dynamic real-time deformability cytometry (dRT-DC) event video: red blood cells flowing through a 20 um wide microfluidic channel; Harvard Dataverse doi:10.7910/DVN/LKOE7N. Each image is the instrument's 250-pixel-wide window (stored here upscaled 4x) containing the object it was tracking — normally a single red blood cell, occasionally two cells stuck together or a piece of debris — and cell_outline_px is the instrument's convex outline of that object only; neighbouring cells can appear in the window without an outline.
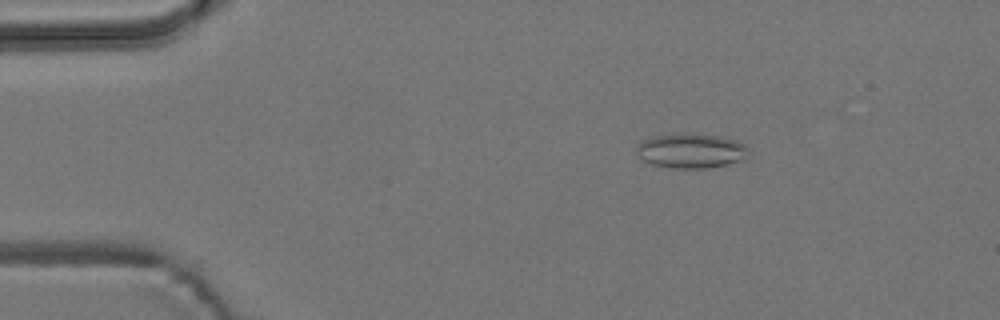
{"species": "common noctule bat (a hibernating species)", "species_latin": "Nyctalus noctula", "temperature_condition": "room temperature", "stored_images_in_passage": 52, "camera_frame_rate_fps": 3000, "um_per_image_px": 0.085, "animal": {"sex": "male", "body_mass_g": 19.2, "forearm_length_mm": 51.8}, "frame": {"image": 1, "passage_image": 6, "time_ms": 1.667, "image_size_px": [1000, 320], "cell_outline_px": [[748, 156], [744, 160], [728, 164], [704, 168], [672, 168], [652, 164], [640, 160], [636, 152], [636, 144], [640, 140], [652, 136], [684, 132], [716, 136], [736, 140], [744, 144], [748, 148]], "centroid_in_image_um": [58.68, 12.81], "position_along_channel_um": 26.3, "area_um2": 23.06}}
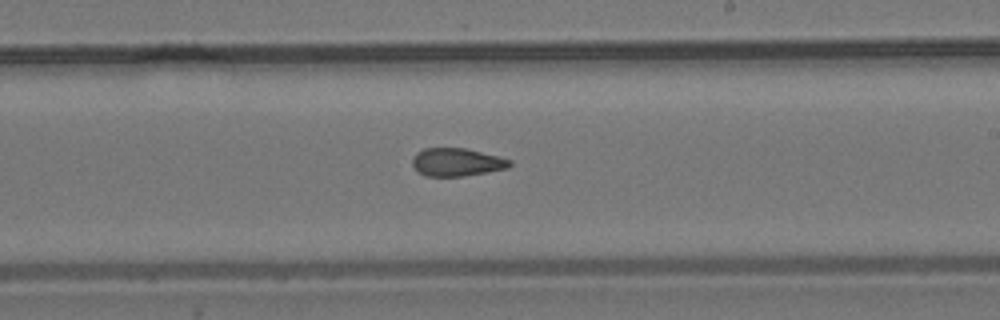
{"frame": {"image": 2, "passage_image": 29, "time_ms": 9.333, "image_size_px": [1000, 320], "cell_outline_px": [[512, 164], [508, 168], [464, 176], [424, 176], [412, 164], [412, 156], [416, 152], [424, 148], [464, 148], [500, 156], [512, 160]], "centroid_in_image_um": [38.83, 13.77], "position_along_channel_um": 250.2, "area_um2": 15.95}}
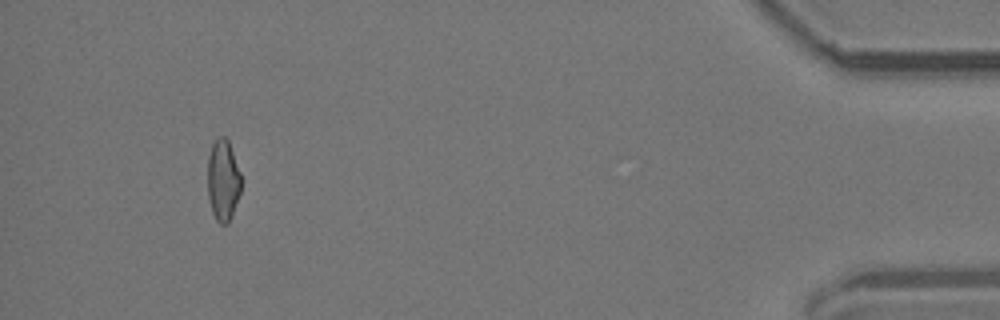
{"frame": {"image": 3, "passage_image": 48, "time_ms": 15.667, "image_size_px": [1000, 320], "cell_outline_px": [[240, 192], [232, 216], [228, 224], [220, 224], [216, 220], [212, 212], [208, 196], [208, 156], [212, 144], [216, 136], [224, 136], [228, 140], [240, 172]], "centroid_in_image_um": [18.94, 15.32], "position_along_channel_um": 416.3, "area_um2": 15.9}, "authors_computed_cell_mechanics": {"area_um2": 16.6175, "velocity_mm_per_s": 3.7676, "shape_relaxation_time_tau1_ms": null, "shape_relaxation_time_tau2_ms": 3.3465, "deformation_change_tau1": null, "deformation_change_tau2": 0.1157}}